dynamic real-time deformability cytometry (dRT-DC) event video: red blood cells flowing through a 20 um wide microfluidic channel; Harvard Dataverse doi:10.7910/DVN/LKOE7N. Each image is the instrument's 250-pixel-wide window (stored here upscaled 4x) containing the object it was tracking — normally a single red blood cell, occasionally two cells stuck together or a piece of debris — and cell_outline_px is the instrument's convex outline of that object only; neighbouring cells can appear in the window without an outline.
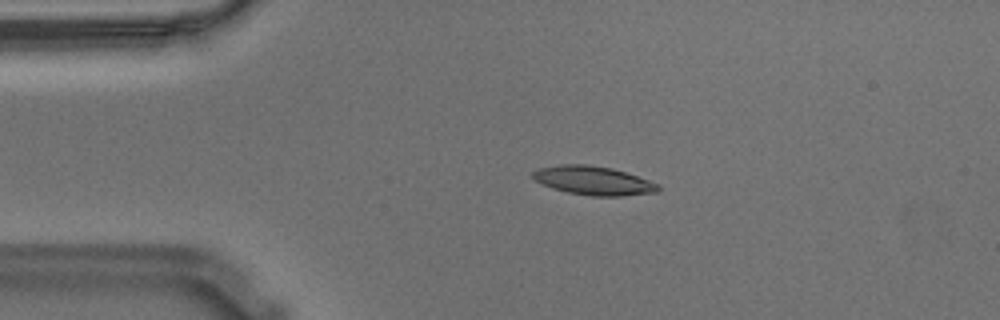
{"species": "Egyptian fruit bat (a non-hibernating species)", "species_latin": "Rousettus aegyptiacus", "temperature_condition": "warm", "stored_images_in_passage": 2, "camera_frame_rate_fps": 3000, "um_per_image_px": 0.085, "animal": {"sex": "male"}, "frame": {"image": 1, "passage_image": 1, "time_ms": 0.0, "image_size_px": [1000, 320], "cell_outline_px": [[660, 188], [656, 192], [624, 196], [592, 196], [568, 192], [552, 188], [536, 180], [532, 176], [532, 172], [540, 168], [560, 164], [584, 164], [612, 168], [660, 184]], "centroid_in_image_um": [50.45, 15.35], "position_along_channel_um": 34.6, "area_um2": 20.81}}